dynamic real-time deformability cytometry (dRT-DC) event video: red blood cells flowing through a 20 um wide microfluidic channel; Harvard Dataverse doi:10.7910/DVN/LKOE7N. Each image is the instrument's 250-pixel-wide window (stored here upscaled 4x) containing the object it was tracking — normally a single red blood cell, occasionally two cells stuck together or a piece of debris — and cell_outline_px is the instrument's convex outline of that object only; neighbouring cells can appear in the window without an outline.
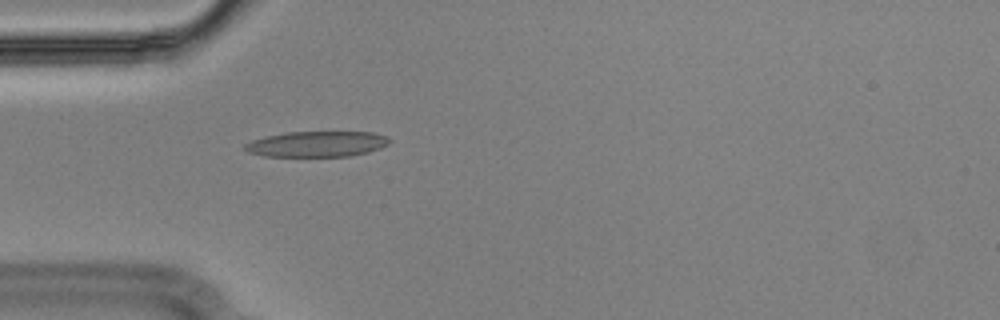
{"species": "Egyptian fruit bat (a non-hibernating species)", "species_latin": "Rousettus aegyptiacus", "temperature_condition": "cold", "stored_images_in_passage": 40, "camera_frame_rate_fps": 3000, "um_per_image_px": 0.085, "animal": {"sex": "male"}, "frame": {"image": 1, "passage_image": 1, "time_ms": 0.0, "image_size_px": [1000, 320], "cell_outline_px": [[392, 140], [388, 144], [380, 148], [368, 152], [348, 156], [264, 156], [248, 152], [244, 148], [244, 144], [252, 140], [264, 136], [284, 132], [372, 132], [388, 136]], "centroid_in_image_um": [26.94, 12.23], "position_along_channel_um": 58.1, "area_um2": 21.68}}
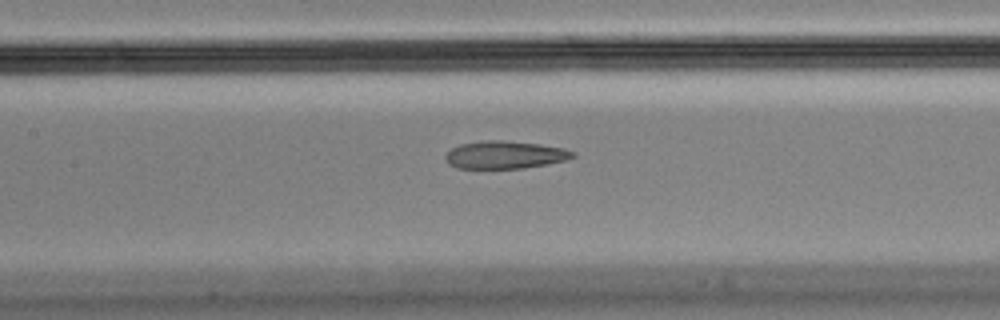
{"frame": {"image": 2, "passage_image": 10, "time_ms": 3.0, "image_size_px": [1000, 320], "cell_outline_px": [[576, 156], [564, 160], [548, 164], [524, 168], [456, 168], [448, 164], [444, 156], [452, 148], [460, 144], [484, 140], [504, 140], [540, 144], [564, 148], [576, 152]], "centroid_in_image_um": [42.92, 13.16], "position_along_channel_um": 164.5, "area_um2": 20.63}}
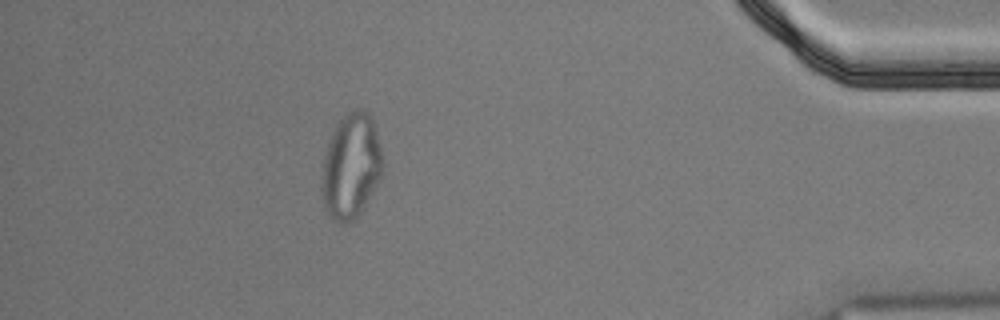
{"frame": {"image": 3, "passage_image": 34, "time_ms": 11.0, "image_size_px": [1000, 320], "cell_outline_px": [[380, 176], [360, 212], [352, 220], [344, 224], [340, 224], [328, 216], [324, 204], [324, 156], [328, 144], [336, 124], [348, 112], [356, 108], [364, 108], [372, 116], [380, 148]], "centroid_in_image_um": [29.83, 14.08], "position_along_channel_um": 405.4, "area_um2": 35.95}, "authors_computed_cell_mechanics": {"area_um2": 22.4553, "velocity_mm_per_s": 3.6209, "shape_relaxation_time_tau1_ms": null, "shape_relaxation_time_tau2_ms": 1.3943, "deformation_change_tau1": null, "deformation_change_tau2": 0.0987}}